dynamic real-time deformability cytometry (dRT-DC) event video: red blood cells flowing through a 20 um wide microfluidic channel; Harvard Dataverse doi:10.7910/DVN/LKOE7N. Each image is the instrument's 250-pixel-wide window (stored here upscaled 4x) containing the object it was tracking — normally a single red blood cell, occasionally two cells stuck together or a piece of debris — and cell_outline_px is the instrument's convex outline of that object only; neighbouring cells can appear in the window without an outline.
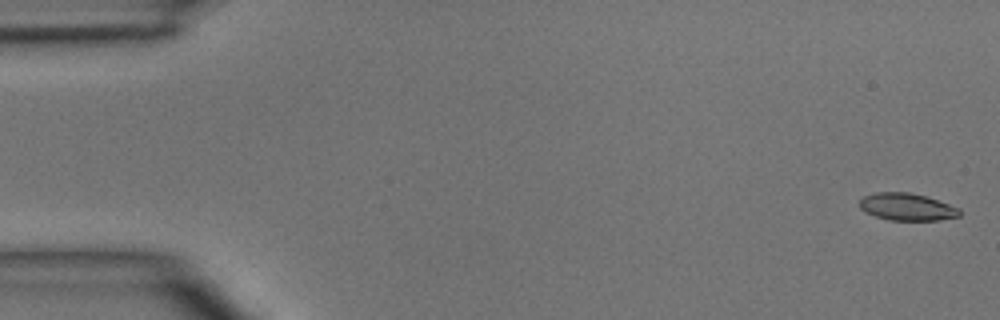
{"species": "common noctule bat (a hibernating species)", "species_latin": "Nyctalus noctula", "temperature_condition": "room temperature", "stored_images_in_passage": 5, "camera_frame_rate_fps": 3000, "um_per_image_px": 0.085, "animal": {"sex": "male", "body_mass_g": 15.6}, "frame": {"image": 1, "passage_image": 1, "time_ms": 0.0, "image_size_px": [1000, 320], "cell_outline_px": [[960, 216], [940, 220], [888, 220], [864, 212], [860, 208], [860, 200], [864, 196], [876, 192], [908, 192], [924, 196], [960, 208]], "centroid_in_image_um": [77.07, 17.59], "position_along_channel_um": 7.9, "area_um2": 15.78}}
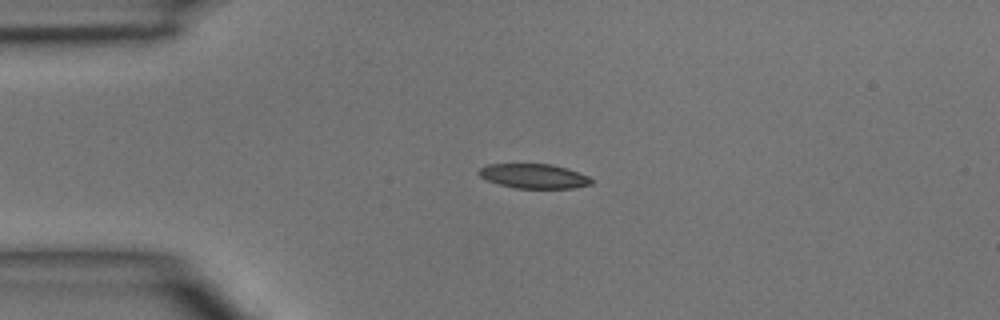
{"frame": {"image": 2, "passage_image": 4, "time_ms": 3.333, "image_size_px": [1000, 320], "cell_outline_px": [[592, 184], [572, 188], [516, 188], [500, 184], [488, 180], [480, 176], [480, 168], [488, 164], [552, 164], [568, 168], [588, 176], [592, 180]], "centroid_in_image_um": [45.41, 14.96], "position_along_channel_um": 39.6, "area_um2": 15.9}}